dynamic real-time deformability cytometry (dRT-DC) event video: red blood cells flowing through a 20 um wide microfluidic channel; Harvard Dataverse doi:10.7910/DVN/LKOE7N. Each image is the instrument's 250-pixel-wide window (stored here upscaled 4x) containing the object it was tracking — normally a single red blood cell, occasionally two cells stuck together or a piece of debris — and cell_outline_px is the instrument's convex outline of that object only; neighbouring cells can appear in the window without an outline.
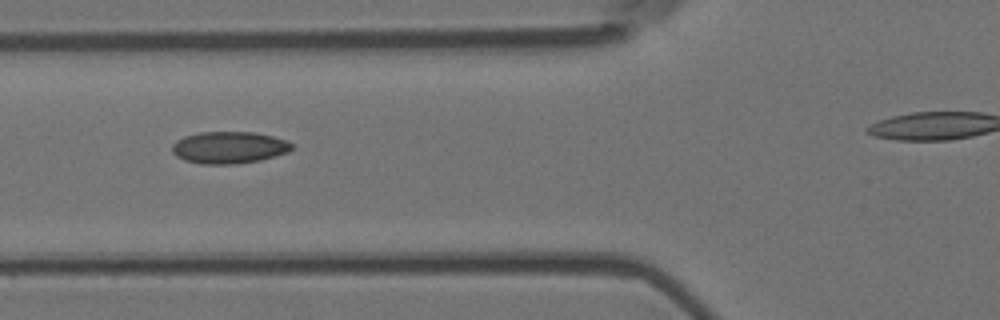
{"species": "Egyptian fruit bat (a non-hibernating species)", "species_latin": "Rousettus aegyptiacus", "temperature_condition": "room temperature", "stored_images_in_passage": 5, "camera_frame_rate_fps": 3000, "um_per_image_px": 0.085, "animal": {"sex": "female"}, "frame": {"image": 1, "passage_image": 3, "time_ms": 0.667, "image_size_px": [1000, 320], "cell_outline_px": [[292, 148], [288, 152], [260, 160], [236, 164], [200, 164], [184, 160], [176, 156], [172, 152], [172, 144], [176, 140], [184, 136], [200, 132], [256, 132], [288, 140], [292, 144]], "centroid_in_image_um": [19.45, 12.53], "position_along_channel_um": 106.3, "area_um2": 22.43}}
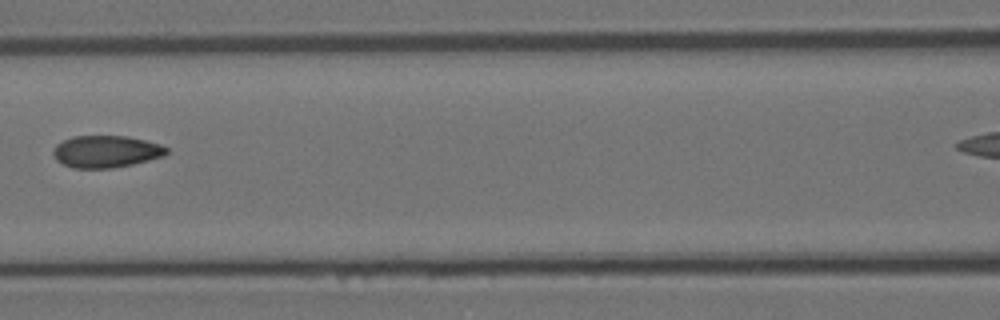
{"frame": {"image": 2, "passage_image": 4, "time_ms": 1.0, "image_size_px": [1000, 320], "cell_outline_px": [[168, 152], [164, 156], [132, 164], [112, 168], [72, 168], [56, 160], [52, 152], [56, 144], [72, 136], [128, 136], [160, 144], [168, 148]], "centroid_in_image_um": [9.0, 12.88], "position_along_channel_um": 157.6, "area_um2": 21.15}}
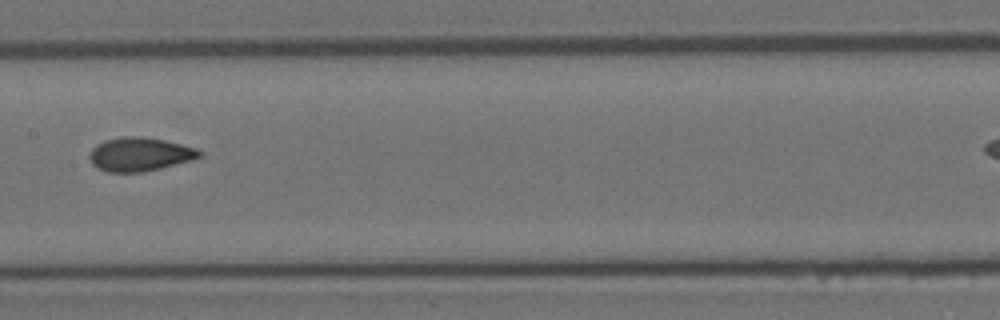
{"frame": {"image": 3, "passage_image": 5, "time_ms": 1.333, "image_size_px": [1000, 320], "cell_outline_px": [[204, 152], [200, 156], [192, 160], [160, 168], [140, 172], [108, 172], [96, 168], [92, 164], [88, 156], [92, 148], [96, 144], [104, 140], [124, 136], [140, 136], [164, 140], [196, 148]], "centroid_in_image_um": [11.85, 13.11], "position_along_channel_um": 195.6, "area_um2": 21.62}}